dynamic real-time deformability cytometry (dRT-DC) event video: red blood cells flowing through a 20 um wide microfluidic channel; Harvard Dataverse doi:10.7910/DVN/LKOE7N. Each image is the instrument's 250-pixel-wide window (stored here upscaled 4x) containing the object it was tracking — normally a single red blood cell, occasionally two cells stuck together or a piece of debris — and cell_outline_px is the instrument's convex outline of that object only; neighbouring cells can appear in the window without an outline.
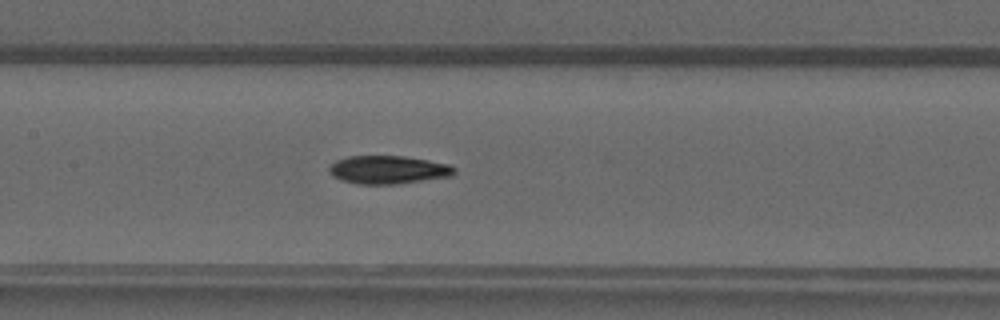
{"species": "common noctule bat (a hibernating species)", "species_latin": "Nyctalus noctula", "temperature_condition": "warm", "stored_images_in_passage": 42, "camera_frame_rate_fps": 3000, "um_per_image_px": 0.085, "animal": {"sex": "male", "forearm_length_mm": 52.5}, "frame": {"image": 1, "passage_image": 17, "time_ms": 5.333, "image_size_px": [1000, 320], "cell_outline_px": [[456, 172], [452, 176], [396, 184], [356, 184], [340, 180], [332, 176], [328, 172], [328, 168], [336, 160], [348, 156], [404, 156], [428, 160], [448, 164], [456, 168]], "centroid_in_image_um": [32.97, 14.43], "position_along_channel_um": 174.4, "area_um2": 20.69}}
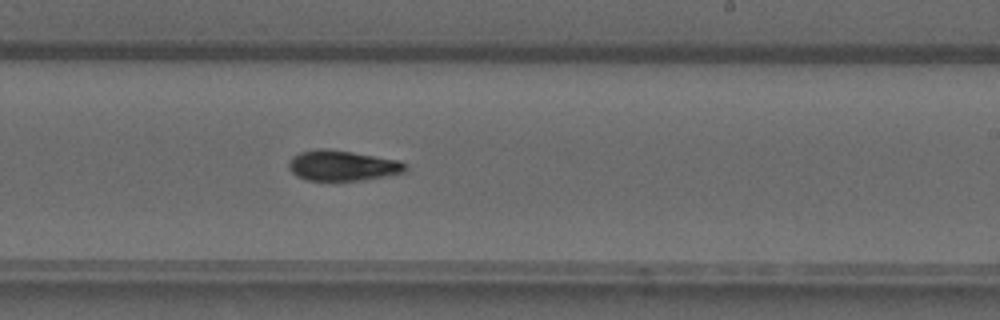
{"frame": {"image": 2, "passage_image": 23, "time_ms": 7.333, "image_size_px": [1000, 320], "cell_outline_px": [[408, 168], [404, 172], [384, 176], [360, 180], [308, 180], [296, 176], [288, 168], [288, 160], [292, 156], [300, 152], [320, 148], [328, 148], [400, 160], [408, 164]], "centroid_in_image_um": [29.09, 14.06], "position_along_channel_um": 259.9, "area_um2": 20.75}}
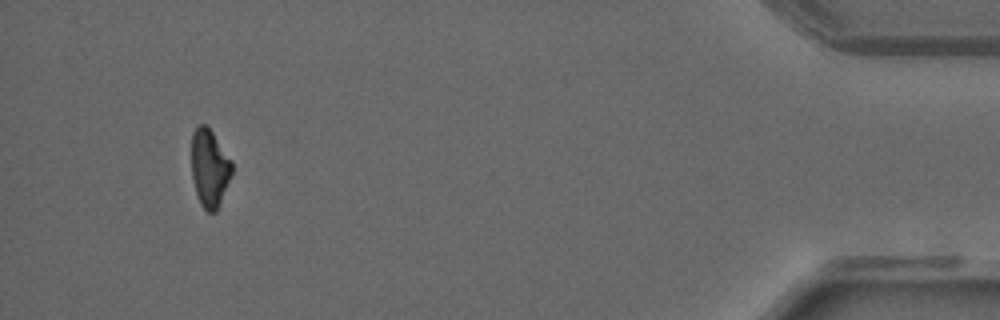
{"frame": {"image": 3, "passage_image": 39, "time_ms": 12.667, "image_size_px": [1000, 320], "cell_outline_px": [[232, 172], [216, 212], [208, 212], [200, 204], [196, 192], [192, 176], [192, 132], [196, 124], [204, 124], [212, 132], [232, 160]], "centroid_in_image_um": [17.8, 14.26], "position_along_channel_um": 417.4, "area_um2": 18.15}}